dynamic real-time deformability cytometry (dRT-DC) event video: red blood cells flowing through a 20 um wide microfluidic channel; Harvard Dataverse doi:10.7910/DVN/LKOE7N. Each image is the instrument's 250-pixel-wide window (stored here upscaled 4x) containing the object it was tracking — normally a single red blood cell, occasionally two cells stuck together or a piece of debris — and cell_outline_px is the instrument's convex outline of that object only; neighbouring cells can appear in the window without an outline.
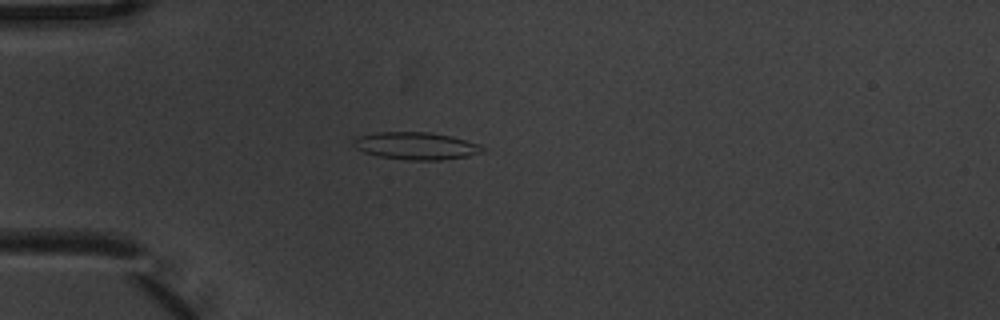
{"species": "common noctule bat (a hibernating species)", "species_latin": "Nyctalus noctula", "temperature_condition": "warm", "stored_images_in_passage": 5, "camera_frame_rate_fps": 3000, "um_per_image_px": 0.085, "animal": {"sex": "male", "body_mass_g": 20.1, "forearm_length_mm": 53.5}, "frame": {"image": 1, "passage_image": 5, "time_ms": 1.333, "image_size_px": [1000, 320], "cell_outline_px": [[484, 152], [468, 156], [440, 160], [404, 160], [380, 156], [364, 152], [356, 148], [352, 144], [352, 140], [356, 136], [376, 132], [432, 132], [452, 136], [480, 144], [484, 148]], "centroid_in_image_um": [35.35, 12.39], "position_along_channel_um": 49.6, "area_um2": 20.81}}